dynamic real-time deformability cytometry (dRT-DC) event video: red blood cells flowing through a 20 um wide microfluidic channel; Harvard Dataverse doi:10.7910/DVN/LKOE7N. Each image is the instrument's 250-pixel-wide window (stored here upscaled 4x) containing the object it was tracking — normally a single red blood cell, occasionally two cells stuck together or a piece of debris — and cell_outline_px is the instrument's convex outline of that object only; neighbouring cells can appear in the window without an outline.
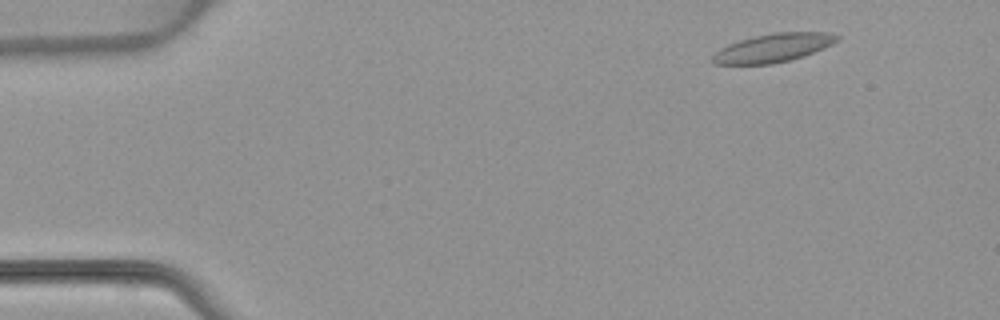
{"species": "common noctule bat (a hibernating species)", "species_latin": "Nyctalus noctula", "temperature_condition": "warm", "stored_images_in_passage": 4, "camera_frame_rate_fps": 3000, "um_per_image_px": 0.085, "animal": {"sex": "female", "body_mass_g": 22.7, "forearm_length_mm": 54.2}, "frame": {"image": 1, "passage_image": 1, "time_ms": 0.0, "image_size_px": [1000, 320], "cell_outline_px": [[840, 40], [824, 48], [804, 56], [772, 64], [712, 64], [712, 56], [720, 48], [728, 44], [740, 40], [756, 36], [776, 32], [828, 32], [840, 36]], "centroid_in_image_um": [65.74, 4.07], "position_along_channel_um": 19.3, "area_um2": 20.63}}
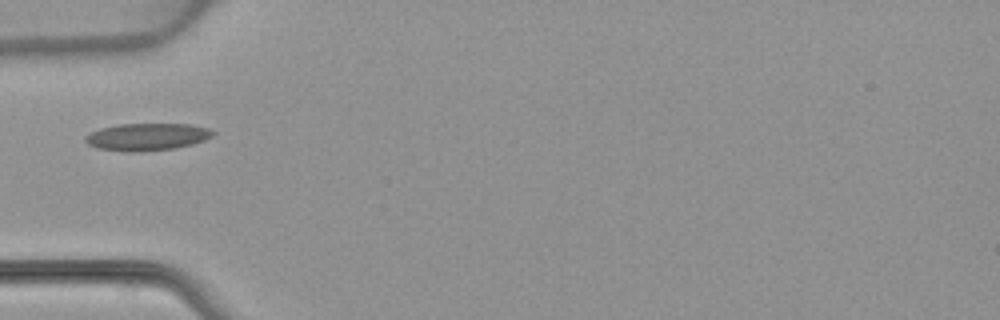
{"frame": {"image": 2, "passage_image": 4, "time_ms": 3.667, "image_size_px": [1000, 320], "cell_outline_px": [[216, 132], [212, 136], [204, 140], [192, 144], [176, 148], [140, 152], [124, 152], [96, 148], [88, 144], [84, 140], [84, 136], [100, 128], [120, 124], [192, 124], [208, 128]], "centroid_in_image_um": [12.49, 11.64], "position_along_channel_um": 72.5, "area_um2": 20.46}}